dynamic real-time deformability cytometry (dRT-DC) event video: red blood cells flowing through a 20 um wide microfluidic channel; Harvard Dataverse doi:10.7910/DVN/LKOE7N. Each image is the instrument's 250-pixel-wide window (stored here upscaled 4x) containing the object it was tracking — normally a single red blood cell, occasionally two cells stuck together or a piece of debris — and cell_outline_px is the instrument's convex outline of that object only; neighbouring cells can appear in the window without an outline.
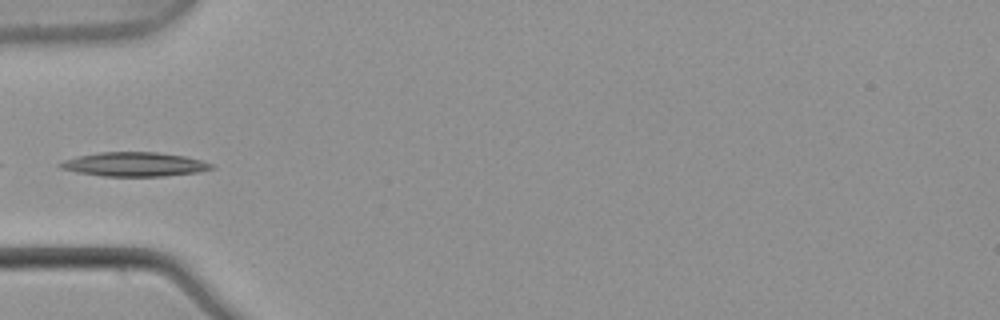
{"species": "common noctule bat (a hibernating species)", "species_latin": "Nyctalus noctula", "temperature_condition": "warm", "stored_images_in_passage": 1, "camera_frame_rate_fps": 3000, "um_per_image_px": 0.085, "animal": {"sex": "male", "body_mass_g": 21.5, "forearm_length_mm": 52.0}, "frame": {"image": 1, "passage_image": 1, "time_ms": 0.0, "image_size_px": [1000, 320], "cell_outline_px": [[216, 168], [196, 172], [164, 176], [104, 176], [76, 172], [60, 168], [56, 164], [64, 160], [76, 156], [100, 152], [156, 152], [184, 156], [200, 160], [212, 164]], "centroid_in_image_um": [11.38, 13.96], "position_along_channel_um": 73.6, "area_um2": 21.21}}